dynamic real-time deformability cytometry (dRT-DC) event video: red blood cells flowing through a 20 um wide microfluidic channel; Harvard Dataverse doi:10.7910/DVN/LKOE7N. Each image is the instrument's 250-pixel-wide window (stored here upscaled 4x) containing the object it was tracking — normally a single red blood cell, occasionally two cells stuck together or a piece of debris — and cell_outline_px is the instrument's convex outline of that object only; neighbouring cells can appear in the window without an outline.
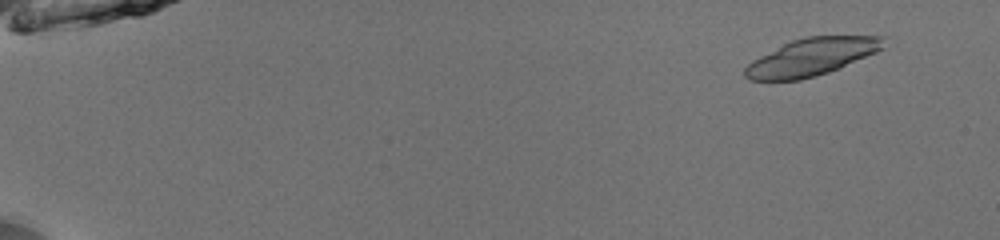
{"species": "common noctule bat (a hibernating species)", "species_latin": "Nyctalus noctula", "temperature_condition": "room temperature", "stored_images_in_passage": 44, "camera_frame_rate_fps": 3000, "um_per_image_px": 0.085, "animal": {"sex": "male", "body_mass_g": 13.0, "forearm_length_mm": 53.1}, "frame": {"image": 1, "passage_image": 5, "time_ms": 1.333, "image_size_px": [1000, 240], "cell_outline_px": [[888, 36], [884, 48], [876, 52], [828, 72], [800, 80], [748, 80], [744, 76], [744, 68], [752, 60], [792, 40], [804, 36]], "centroid_in_image_um": [69.0, 4.83], "position_along_channel_um": 16.0, "area_um2": 30.0}}
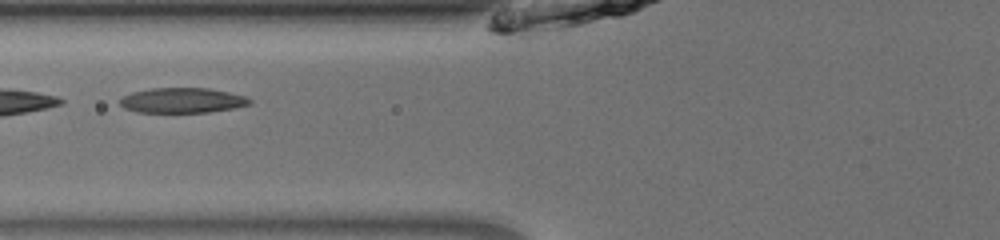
{"frame": {"image": 2, "passage_image": 24, "time_ms": 7.667, "image_size_px": [1000, 240], "cell_outline_px": [[252, 104], [236, 108], [208, 112], [136, 112], [124, 108], [120, 104], [120, 100], [124, 96], [132, 92], [152, 88], [208, 88], [228, 92], [244, 96], [252, 100]], "centroid_in_image_um": [15.52, 8.53], "position_along_channel_um": 110.3, "area_um2": 18.96}}
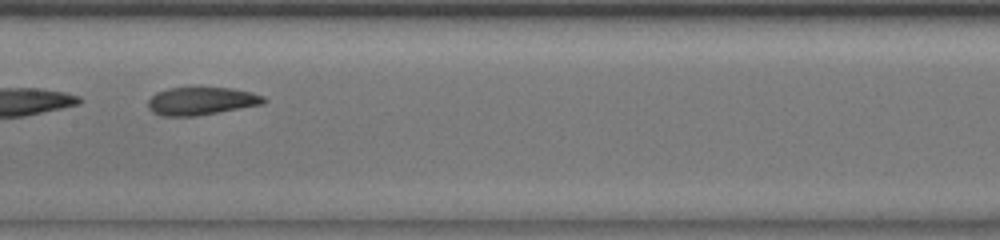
{"frame": {"image": 3, "passage_image": 30, "time_ms": 9.667, "image_size_px": [1000, 240], "cell_outline_px": [[268, 100], [264, 104], [220, 112], [196, 116], [164, 116], [152, 112], [148, 108], [148, 100], [156, 92], [168, 88], [232, 88], [252, 92], [264, 96]], "centroid_in_image_um": [17.14, 8.59], "position_along_channel_um": 190.3, "area_um2": 18.9}}